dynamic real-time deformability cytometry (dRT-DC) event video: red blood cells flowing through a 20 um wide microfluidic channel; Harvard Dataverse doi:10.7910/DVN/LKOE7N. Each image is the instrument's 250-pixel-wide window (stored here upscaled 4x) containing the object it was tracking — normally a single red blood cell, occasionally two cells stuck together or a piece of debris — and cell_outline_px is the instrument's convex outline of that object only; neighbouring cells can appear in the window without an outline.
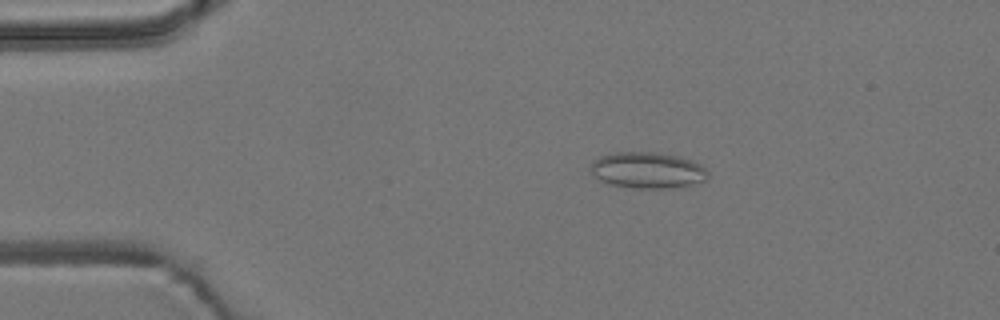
{"species": "common noctule bat (a hibernating species)", "species_latin": "Nyctalus noctula", "temperature_condition": "room temperature", "stored_images_in_passage": 13, "camera_frame_rate_fps": 3000, "um_per_image_px": 0.085, "animal": {"sex": "male", "body_mass_g": 19.2, "forearm_length_mm": 51.8}, "frame": {"image": 1, "passage_image": 10, "time_ms": 3.0, "image_size_px": [1000, 320], "cell_outline_px": [[708, 176], [704, 180], [684, 188], [632, 188], [612, 184], [600, 180], [592, 176], [588, 168], [592, 160], [600, 156], [612, 152], [656, 152], [680, 156], [692, 160], [700, 164], [708, 172]], "centroid_in_image_um": [55.01, 14.47], "position_along_channel_um": 30.0, "area_um2": 25.26}}